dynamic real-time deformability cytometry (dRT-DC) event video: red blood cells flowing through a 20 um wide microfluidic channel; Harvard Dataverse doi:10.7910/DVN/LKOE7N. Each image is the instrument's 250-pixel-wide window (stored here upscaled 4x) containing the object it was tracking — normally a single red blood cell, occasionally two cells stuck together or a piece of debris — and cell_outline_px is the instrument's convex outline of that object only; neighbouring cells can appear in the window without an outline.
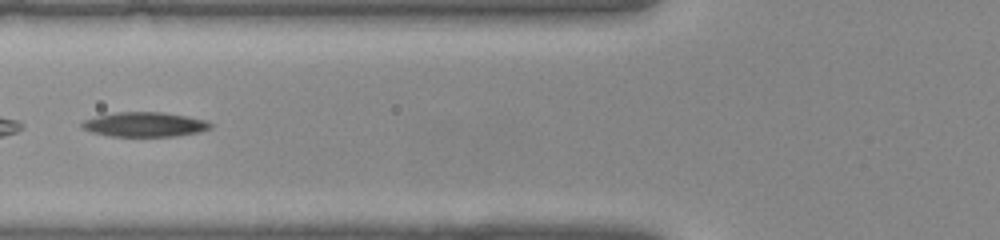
{"species": "common noctule bat (a hibernating species)", "species_latin": "Nyctalus noctula", "temperature_condition": "warm", "stored_images_in_passage": 39, "camera_frame_rate_fps": 3000, "um_per_image_px": 0.085, "animal": {"sex": "female", "body_mass_g": 22.0, "forearm_length_mm": 56.7}, "frame": {"image": 1, "passage_image": 16, "time_ms": 5.0, "image_size_px": [1000, 240], "cell_outline_px": [[212, 128], [200, 132], [176, 136], [108, 136], [92, 132], [80, 128], [80, 124], [84, 120], [116, 112], [160, 112], [184, 116], [204, 120], [212, 124]], "centroid_in_image_um": [12.28, 10.59], "position_along_channel_um": 113.5, "area_um2": 18.26}}
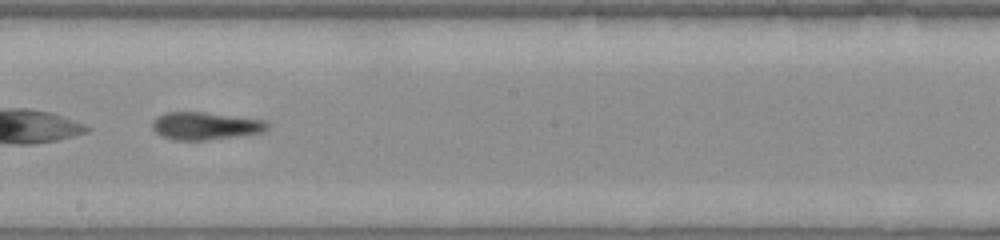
{"frame": {"image": 2, "passage_image": 23, "time_ms": 7.333, "image_size_px": [1000, 240], "cell_outline_px": [[268, 128], [264, 132], [208, 140], [172, 140], [160, 136], [152, 128], [152, 120], [156, 116], [168, 112], [204, 112], [264, 120], [268, 124]], "centroid_in_image_um": [17.41, 10.7], "position_along_channel_um": 230.8, "area_um2": 18.55}}
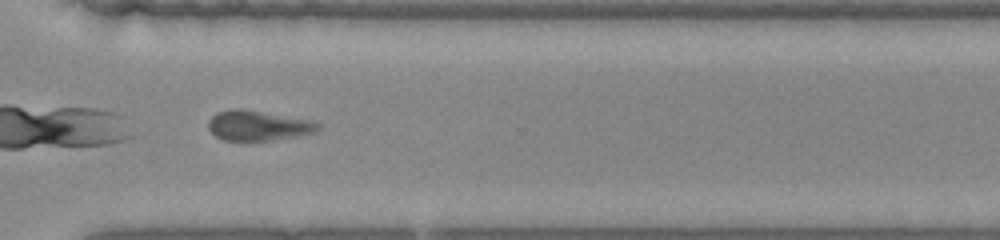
{"frame": {"image": 3, "passage_image": 30, "time_ms": 9.667, "image_size_px": [1000, 240], "cell_outline_px": [[320, 128], [316, 132], [300, 136], [272, 140], [224, 140], [216, 136], [208, 128], [208, 120], [212, 116], [220, 112], [232, 108], [244, 108], [304, 120], [320, 124]], "centroid_in_image_um": [21.91, 10.68], "position_along_channel_um": 348.7, "area_um2": 18.9}}